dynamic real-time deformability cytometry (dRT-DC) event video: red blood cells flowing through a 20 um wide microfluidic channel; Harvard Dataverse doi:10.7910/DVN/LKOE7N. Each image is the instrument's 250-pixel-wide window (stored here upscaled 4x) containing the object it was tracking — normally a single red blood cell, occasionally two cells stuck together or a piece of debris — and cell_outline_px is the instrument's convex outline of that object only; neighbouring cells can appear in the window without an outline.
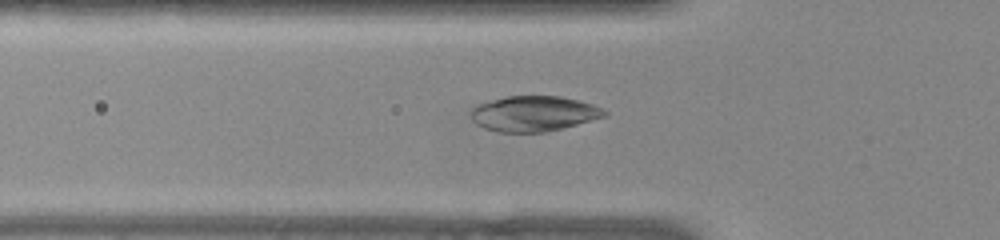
{"species": "common noctule bat (a hibernating species)", "species_latin": "Nyctalus noctula", "temperature_condition": "warm", "stored_images_in_passage": 52, "camera_frame_rate_fps": 3000, "um_per_image_px": 0.085, "animal": {"sex": "female", "body_mass_g": 22.0, "forearm_length_mm": 56.7}, "frame": {"image": 1, "passage_image": 17, "time_ms": 5.333, "image_size_px": [1000, 240], "cell_outline_px": [[608, 112], [604, 116], [576, 124], [544, 132], [500, 132], [484, 128], [476, 124], [472, 120], [472, 108], [476, 104], [504, 96], [560, 96], [580, 100], [592, 104]], "centroid_in_image_um": [45.32, 9.64], "position_along_channel_um": 80.5, "area_um2": 27.34}}
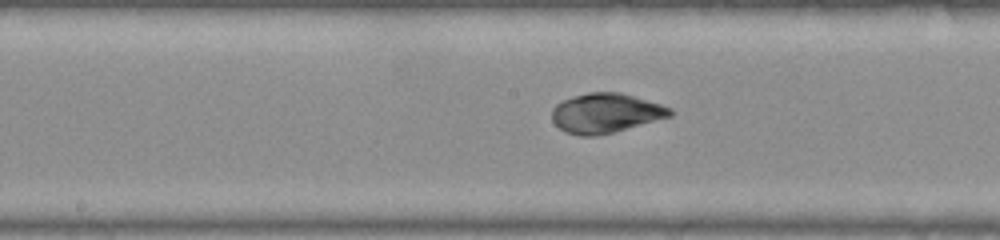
{"frame": {"image": 2, "passage_image": 26, "time_ms": 8.333, "image_size_px": [1000, 240], "cell_outline_px": [[676, 112], [672, 116], [612, 132], [596, 136], [580, 136], [568, 132], [560, 128], [552, 120], [552, 108], [556, 104], [564, 100], [588, 92], [620, 92], [660, 104], [672, 108]], "centroid_in_image_um": [51.5, 9.61], "position_along_channel_um": 196.7, "area_um2": 26.99}}
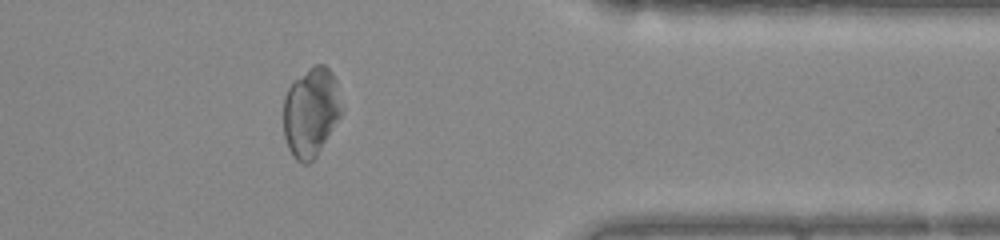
{"frame": {"image": 3, "passage_image": 42, "time_ms": 13.667, "image_size_px": [1000, 240], "cell_outline_px": [[344, 112], [316, 156], [308, 164], [300, 164], [292, 156], [288, 148], [284, 136], [284, 96], [288, 88], [308, 68], [316, 64], [324, 64], [332, 72], [336, 80], [344, 108]], "centroid_in_image_um": [26.46, 9.54], "position_along_channel_um": 384.9, "area_um2": 30.58}, "authors_computed_cell_mechanics": {"area_um2": 29.189, "velocity_mm_per_s": 3.8624, "shape_relaxation_time_tau1_ms": 2.5328, "shape_relaxation_time_tau2_ms": 0.8146, "deformation_change_tau1": 0.0775, "deformation_change_tau2": 0.0291}}